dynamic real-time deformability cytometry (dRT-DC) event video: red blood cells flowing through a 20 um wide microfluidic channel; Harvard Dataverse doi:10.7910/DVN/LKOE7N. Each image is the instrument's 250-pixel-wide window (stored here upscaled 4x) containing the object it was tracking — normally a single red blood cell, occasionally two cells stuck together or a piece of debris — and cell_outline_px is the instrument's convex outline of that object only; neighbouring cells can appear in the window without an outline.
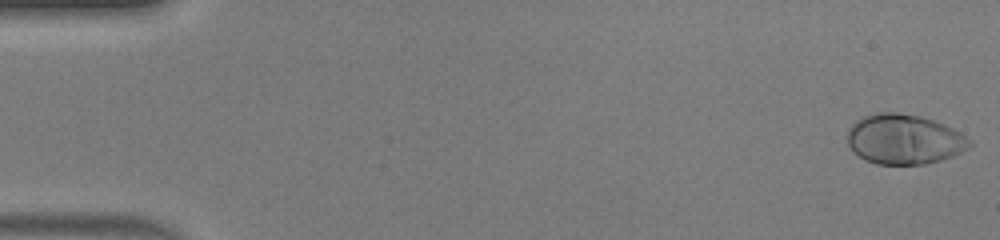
{"species": "human", "species_latin": "Homo sapiens", "temperature_condition": "warm", "stored_images_in_passage": 49, "camera_frame_rate_fps": 3000, "um_per_image_px": 0.085, "donor": {"sex": "male"}, "frame": {"image": 1, "passage_image": 1, "time_ms": 0.0, "image_size_px": [1000, 240], "cell_outline_px": [[972, 144], [968, 148], [952, 156], [940, 160], [924, 164], [876, 164], [864, 160], [852, 152], [848, 144], [848, 128], [856, 120], [864, 116], [876, 112], [896, 112], [920, 116], [944, 124], [960, 132], [972, 140]], "centroid_in_image_um": [76.83, 11.84], "position_along_channel_um": 8.2, "area_um2": 35.72}}
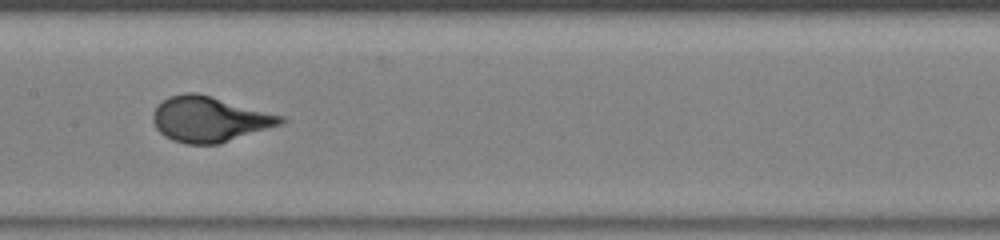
{"frame": {"image": 2, "passage_image": 25, "time_ms": 8.0, "image_size_px": [1000, 240], "cell_outline_px": [[288, 120], [284, 124], [220, 144], [188, 144], [172, 140], [164, 136], [156, 128], [152, 120], [152, 112], [168, 96], [184, 92], [196, 92], [284, 116]], "centroid_in_image_um": [17.83, 10.14], "position_along_channel_um": 189.6, "area_um2": 33.99}}
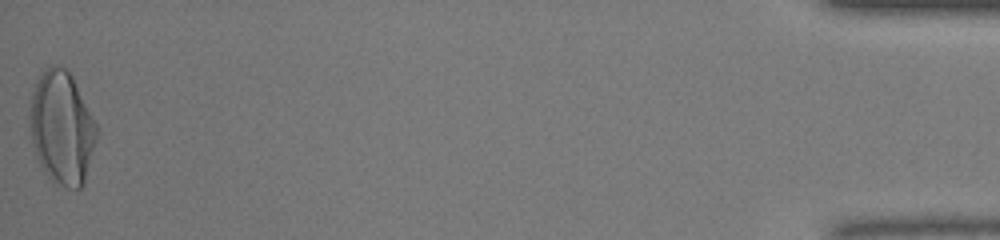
{"frame": {"image": 3, "passage_image": 49, "time_ms": 16.0, "image_size_px": [1000, 240], "cell_outline_px": [[100, 132], [84, 184], [80, 188], [68, 188], [52, 184], [44, 172], [36, 156], [32, 140], [28, 120], [28, 116], [32, 92], [44, 68], [52, 64], [60, 64], [72, 76], [100, 128]], "centroid_in_image_um": [5.28, 10.89], "position_along_channel_um": 429.9, "area_um2": 45.08}}